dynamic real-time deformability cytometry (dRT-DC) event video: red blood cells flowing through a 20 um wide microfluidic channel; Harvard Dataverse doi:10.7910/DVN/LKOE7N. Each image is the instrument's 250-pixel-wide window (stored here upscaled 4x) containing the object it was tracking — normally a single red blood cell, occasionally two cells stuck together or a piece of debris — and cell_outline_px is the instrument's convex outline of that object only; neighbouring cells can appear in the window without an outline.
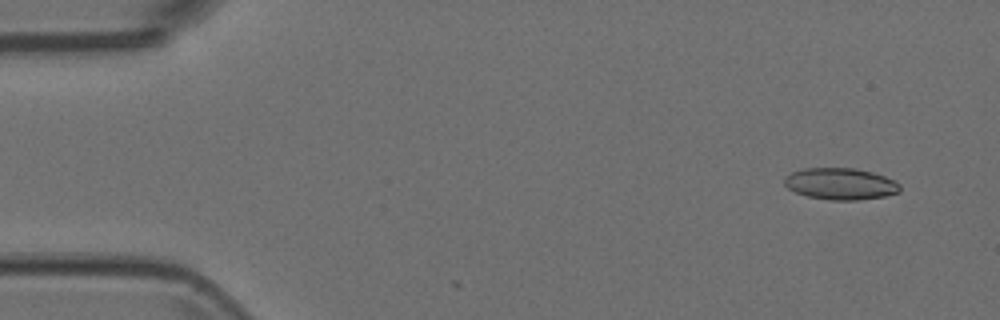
{"species": "Egyptian fruit bat (a non-hibernating species)", "species_latin": "Rousettus aegyptiacus", "temperature_condition": "room temperature", "stored_images_in_passage": 2, "camera_frame_rate_fps": 3000, "um_per_image_px": 0.085, "animal": {"sex": "female"}, "frame": {"image": 1, "passage_image": 2, "time_ms": 0.333, "image_size_px": [1000, 320], "cell_outline_px": [[900, 192], [884, 196], [860, 200], [828, 200], [808, 196], [796, 192], [788, 188], [784, 184], [784, 176], [792, 172], [804, 168], [856, 168], [872, 172], [884, 176], [900, 184]], "centroid_in_image_um": [71.43, 15.62], "position_along_channel_um": 13.6, "area_um2": 21.33}}